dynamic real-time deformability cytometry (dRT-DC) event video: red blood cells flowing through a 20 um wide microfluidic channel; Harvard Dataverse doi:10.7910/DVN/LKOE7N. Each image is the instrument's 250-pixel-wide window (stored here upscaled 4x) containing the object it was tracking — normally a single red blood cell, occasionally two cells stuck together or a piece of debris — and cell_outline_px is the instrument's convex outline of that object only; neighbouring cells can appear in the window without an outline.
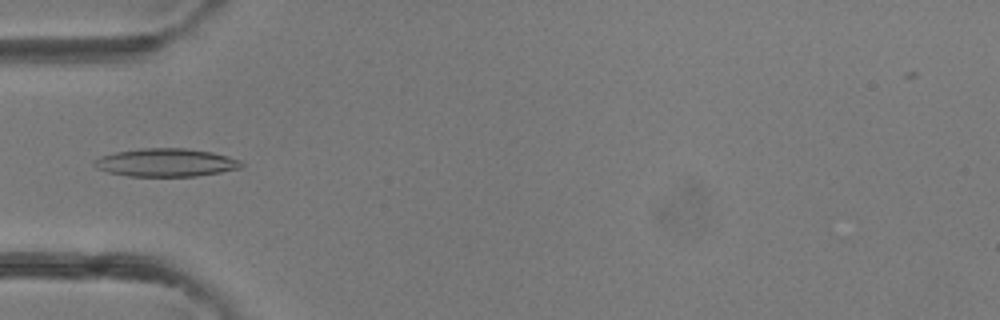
{"species": "common noctule bat (a hibernating species)", "species_latin": "Nyctalus noctula", "temperature_condition": "room temperature", "stored_images_in_passage": 4, "camera_frame_rate_fps": 3000, "um_per_image_px": 0.085, "animal": {"sex": "female"}, "frame": {"image": 1, "passage_image": 4, "time_ms": 4.0, "image_size_px": [1000, 320], "cell_outline_px": [[244, 164], [240, 168], [220, 172], [196, 176], [128, 176], [108, 172], [96, 168], [92, 164], [92, 160], [100, 156], [116, 152], [140, 148], [184, 148], [212, 152], [228, 156], [240, 160]], "centroid_in_image_um": [14.07, 13.81], "position_along_channel_um": 70.9, "area_um2": 24.16}}